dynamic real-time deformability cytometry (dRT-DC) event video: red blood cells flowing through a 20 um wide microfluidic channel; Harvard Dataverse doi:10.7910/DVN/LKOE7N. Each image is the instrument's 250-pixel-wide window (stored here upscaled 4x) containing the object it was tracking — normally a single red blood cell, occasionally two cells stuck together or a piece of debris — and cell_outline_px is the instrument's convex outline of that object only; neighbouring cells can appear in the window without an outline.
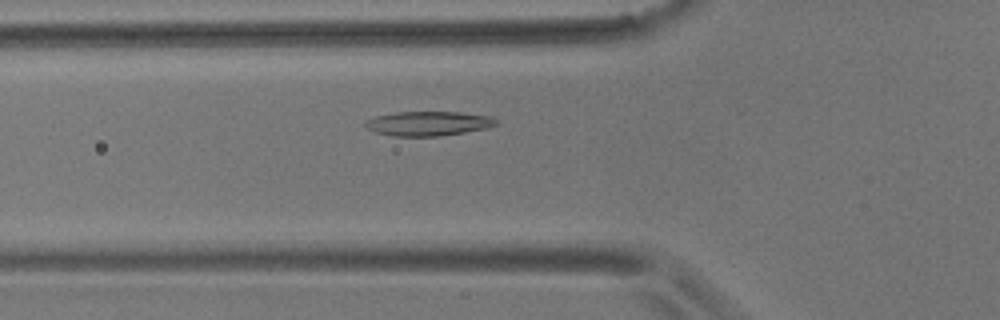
{"species": "common noctule bat (a hibernating species)", "species_latin": "Nyctalus noctula", "temperature_condition": "room temperature", "stored_images_in_passage": 49, "camera_frame_rate_fps": 3000, "um_per_image_px": 0.085, "animal": {"sex": "male", "body_mass_g": 17.9}, "frame": {"image": 1, "passage_image": 13, "time_ms": 4.0, "image_size_px": [1000, 320], "cell_outline_px": [[500, 124], [484, 128], [464, 132], [440, 136], [392, 136], [376, 132], [368, 128], [364, 124], [364, 120], [376, 116], [396, 112], [460, 112], [488, 116], [500, 120]], "centroid_in_image_um": [36.41, 10.49], "position_along_channel_um": 89.4, "area_um2": 18.61}}
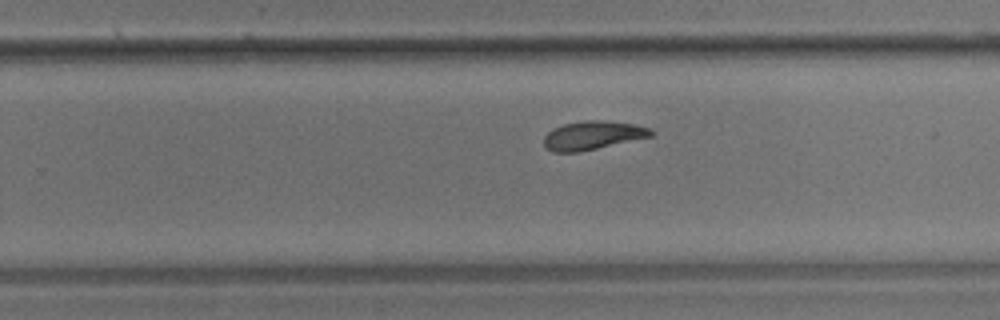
{"frame": {"image": 2, "passage_image": 29, "time_ms": 9.333, "image_size_px": [1000, 320], "cell_outline_px": [[656, 132], [652, 136], [580, 152], [552, 152], [544, 148], [544, 136], [552, 128], [564, 124], [584, 120], [608, 120], [632, 124], [648, 128]], "centroid_in_image_um": [50.35, 11.5], "position_along_channel_um": 279.5, "area_um2": 17.98}}
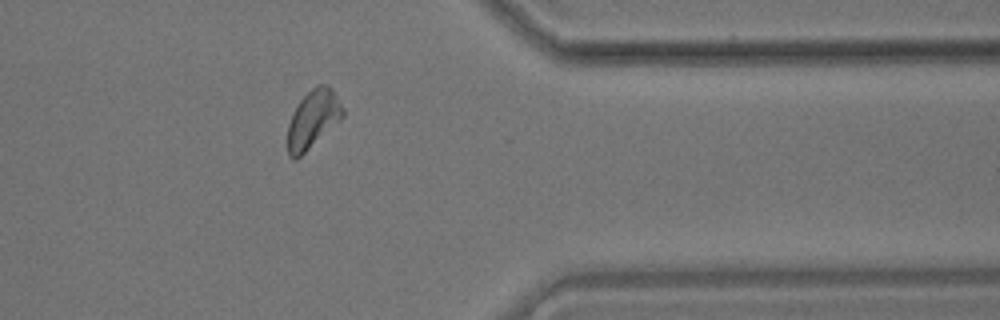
{"frame": {"image": 3, "passage_image": 39, "time_ms": 12.667, "image_size_px": [1000, 320], "cell_outline_px": [[344, 116], [340, 120], [296, 160], [292, 160], [288, 156], [288, 124], [292, 112], [296, 104], [316, 84], [328, 84], [344, 108]], "centroid_in_image_um": [26.58, 10.12], "position_along_channel_um": 384.8, "area_um2": 18.61}, "authors_computed_cell_mechanics": {"area_um2": 18.3226, "velocity_mm_per_s": 3.56, "shape_relaxation_time_tau1_ms": 4.2044, "shape_relaxation_time_tau2_ms": 4.409, "deformation_change_tau1": 0.1108, "deformation_change_tau2": 0.1098}}